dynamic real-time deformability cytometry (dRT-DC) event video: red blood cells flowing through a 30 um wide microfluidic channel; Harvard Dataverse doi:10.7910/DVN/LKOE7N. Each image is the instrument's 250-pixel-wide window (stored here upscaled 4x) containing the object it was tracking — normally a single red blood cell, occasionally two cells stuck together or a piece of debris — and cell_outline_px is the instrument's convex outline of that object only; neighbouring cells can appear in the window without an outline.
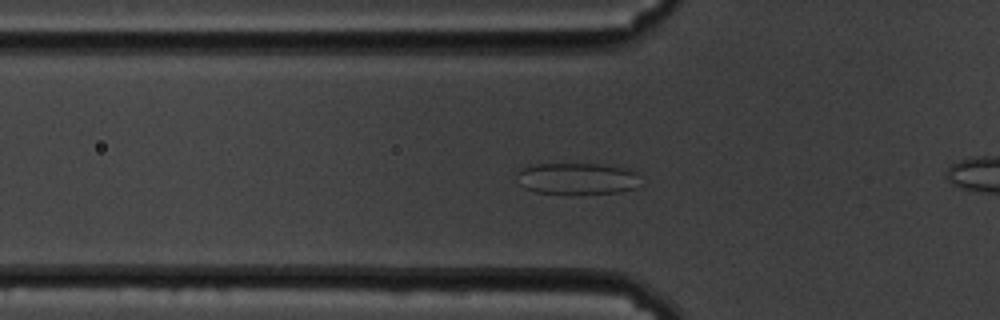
{"species": "common noctule bat (a hibernating species)", "species_latin": "Nyctalus noctula", "temperature_condition": "cold", "stored_images_in_passage": 55, "camera_frame_rate_fps": 3000, "um_per_image_px": 0.085, "animal": {"sex": "male", "body_mass_g": 19.5, "forearm_length_mm": 54.6}, "frame": {"image": 1, "passage_image": 15, "time_ms": 4.667, "image_size_px": [1000, 320], "cell_outline_px": [[636, 188], [620, 192], [536, 192], [524, 188], [520, 184], [516, 176], [516, 172], [520, 168], [532, 164], [600, 164], [628, 168], [636, 172]], "centroid_in_image_um": [48.99, 15.14], "position_along_channel_um": 76.8, "area_um2": 22.25}}
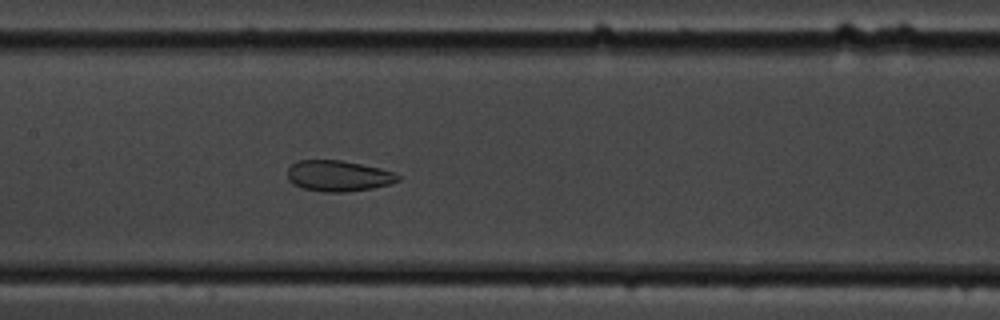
{"frame": {"image": 2, "passage_image": 24, "time_ms": 7.667, "image_size_px": [1000, 320], "cell_outline_px": [[400, 180], [392, 184], [372, 188], [344, 192], [324, 192], [304, 188], [292, 184], [288, 180], [288, 168], [292, 164], [300, 160], [340, 160], [380, 168], [396, 172], [400, 176]], "centroid_in_image_um": [28.79, 14.95], "position_along_channel_um": 178.6, "area_um2": 19.94}}
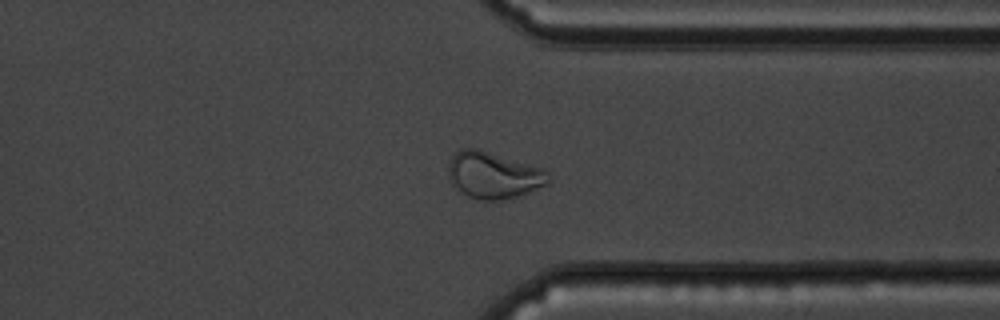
{"frame": {"image": 3, "passage_image": 41, "time_ms": 13.333, "image_size_px": [1000, 320], "cell_outline_px": [[548, 184], [520, 196], [500, 200], [480, 200], [468, 196], [456, 188], [448, 180], [448, 160], [456, 152], [464, 148], [480, 148], [544, 168], [548, 172]], "centroid_in_image_um": [41.93, 14.87], "position_along_channel_um": 369.5, "area_um2": 27.63}, "authors_computed_cell_mechanics": {"area_um2": 26.8192, "velocity_mm_per_s": 3.3751, "shape_relaxation_time_tau1_ms": 7.5726, "shape_relaxation_time_tau2_ms": 1.7233, "deformation_change_tau1": 0.1272, "deformation_change_tau2": 0.076}}